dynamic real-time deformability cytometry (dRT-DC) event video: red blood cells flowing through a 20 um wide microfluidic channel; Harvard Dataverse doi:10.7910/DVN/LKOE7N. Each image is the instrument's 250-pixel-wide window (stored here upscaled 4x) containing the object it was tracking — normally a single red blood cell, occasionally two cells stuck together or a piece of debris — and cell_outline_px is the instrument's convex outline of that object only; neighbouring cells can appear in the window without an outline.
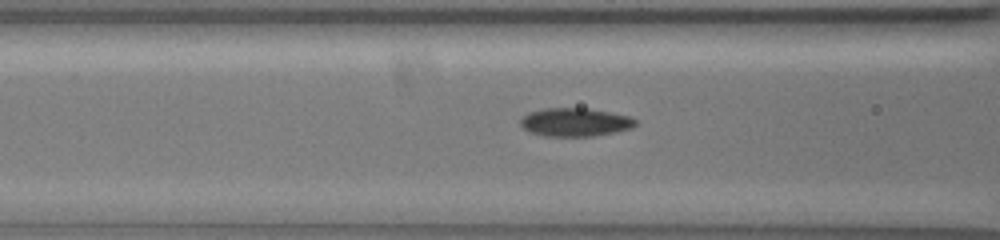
{"species": "common noctule bat (a hibernating species)", "species_latin": "Nyctalus noctula", "temperature_condition": "warm", "stored_images_in_passage": 52, "camera_frame_rate_fps": 3000, "um_per_image_px": 0.085, "animal": {"sex": "female", "body_mass_g": 19.5, "forearm_length_mm": 54.1}, "frame": {"image": 1, "passage_image": 23, "time_ms": 7.333, "image_size_px": [1000, 240], "cell_outline_px": [[636, 124], [632, 128], [616, 132], [592, 136], [544, 136], [528, 132], [520, 124], [520, 120], [528, 112], [544, 108], [588, 108], [628, 116], [636, 120]], "centroid_in_image_um": [48.85, 10.39], "position_along_channel_um": 117.7, "area_um2": 19.02}}
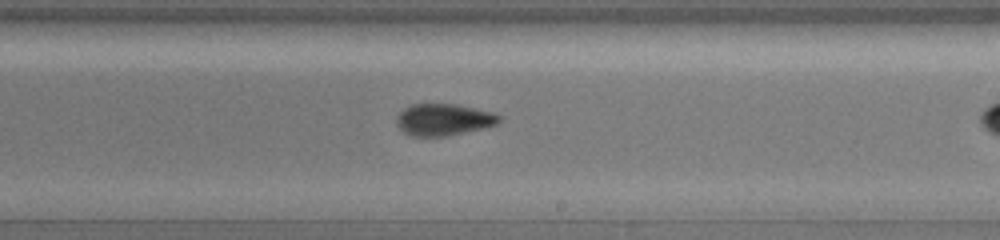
{"frame": {"image": 2, "passage_image": 35, "time_ms": 11.333, "image_size_px": [1000, 240], "cell_outline_px": [[504, 120], [488, 128], [448, 136], [412, 136], [404, 132], [400, 128], [396, 120], [396, 116], [404, 108], [412, 104], [456, 104], [492, 112], [500, 116]], "centroid_in_image_um": [37.75, 10.18], "position_along_channel_um": 251.2, "area_um2": 19.19}}
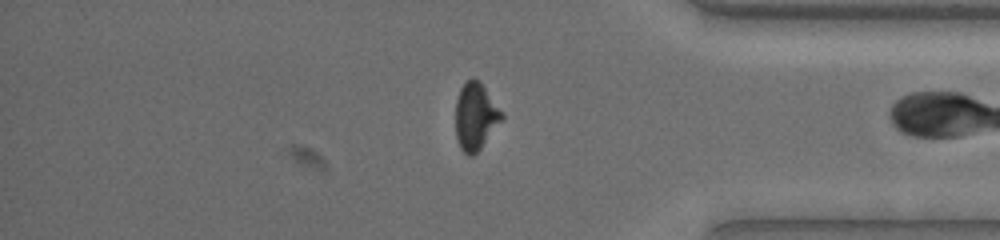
{"frame": {"image": 3, "passage_image": 49, "time_ms": 16.0, "image_size_px": [1000, 240], "cell_outline_px": [[504, 120], [480, 148], [472, 156], [468, 156], [460, 148], [456, 140], [456, 100], [460, 88], [472, 76], [480, 80], [504, 112]], "centroid_in_image_um": [40.45, 9.87], "position_along_channel_um": 394.7, "area_um2": 18.5}, "authors_computed_cell_mechanics": {"area_um2": 19.1896, "velocity_mm_per_s": 3.3403, "shape_relaxation_time_tau1_ms": 7.7386, "shape_relaxation_time_tau2_ms": 1.7567, "deformation_change_tau1": 0.1747, "deformation_change_tau2": 0.0795}}